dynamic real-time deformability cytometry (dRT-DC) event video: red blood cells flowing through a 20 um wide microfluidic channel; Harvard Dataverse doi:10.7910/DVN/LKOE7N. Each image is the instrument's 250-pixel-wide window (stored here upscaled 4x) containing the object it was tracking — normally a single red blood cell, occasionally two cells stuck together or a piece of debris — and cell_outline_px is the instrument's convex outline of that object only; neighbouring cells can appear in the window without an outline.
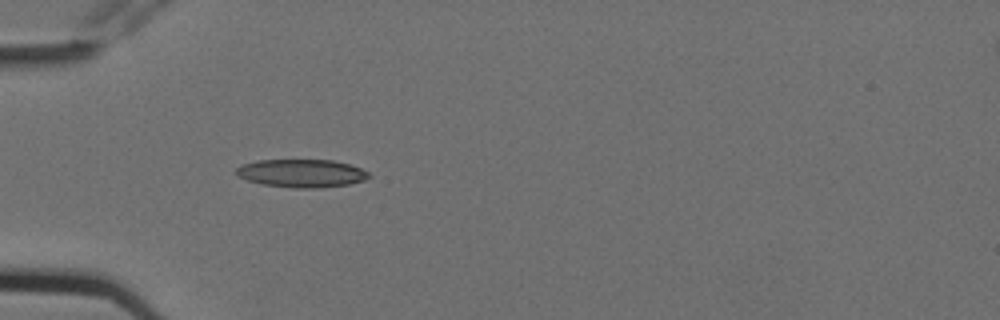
{"species": "Egyptian fruit bat (a non-hibernating species)", "species_latin": "Rousettus aegyptiacus", "temperature_condition": "cold", "stored_images_in_passage": 4, "camera_frame_rate_fps": 3000, "um_per_image_px": 0.085, "animal": {"sex": "female"}, "frame": {"image": 1, "passage_image": 4, "time_ms": 1.0, "image_size_px": [1000, 320], "cell_outline_px": [[372, 176], [364, 180], [348, 184], [320, 188], [292, 188], [264, 184], [248, 180], [232, 172], [240, 164], [256, 160], [332, 160], [348, 164], [360, 168], [368, 172]], "centroid_in_image_um": [25.61, 14.72], "position_along_channel_um": 59.4, "area_um2": 21.73}}